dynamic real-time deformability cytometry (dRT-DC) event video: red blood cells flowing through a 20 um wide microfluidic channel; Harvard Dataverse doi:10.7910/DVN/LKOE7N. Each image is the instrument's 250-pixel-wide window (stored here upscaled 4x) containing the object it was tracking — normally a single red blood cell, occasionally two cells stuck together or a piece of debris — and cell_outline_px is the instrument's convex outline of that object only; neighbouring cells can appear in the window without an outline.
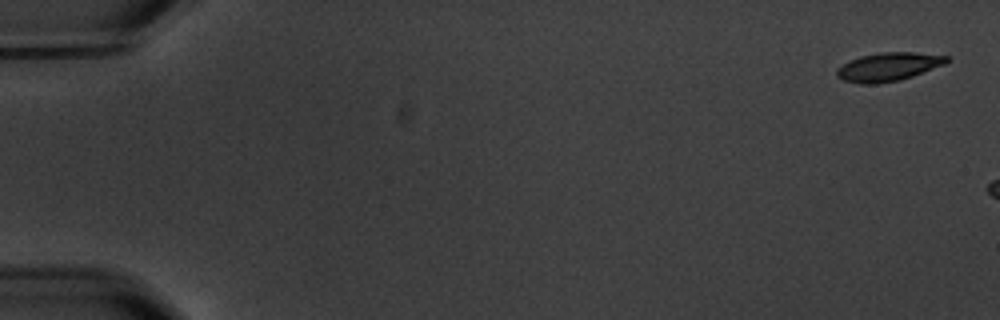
{"species": "common noctule bat (a hibernating species)", "species_latin": "Nyctalus noctula", "temperature_condition": "warm", "stored_images_in_passage": 3, "camera_frame_rate_fps": 3000, "um_per_image_px": 0.085, "animal": {"sex": "male", "body_mass_g": 20.1, "forearm_length_mm": 53.5}, "frame": {"image": 1, "passage_image": 1, "time_ms": 0.0, "image_size_px": [1000, 320], "cell_outline_px": [[948, 60], [944, 64], [912, 76], [900, 80], [876, 84], [860, 84], [844, 80], [836, 76], [836, 68], [860, 56], [880, 52], [916, 52], [948, 56]], "centroid_in_image_um": [75.49, 5.68], "position_along_channel_um": 9.5, "area_um2": 18.09}}